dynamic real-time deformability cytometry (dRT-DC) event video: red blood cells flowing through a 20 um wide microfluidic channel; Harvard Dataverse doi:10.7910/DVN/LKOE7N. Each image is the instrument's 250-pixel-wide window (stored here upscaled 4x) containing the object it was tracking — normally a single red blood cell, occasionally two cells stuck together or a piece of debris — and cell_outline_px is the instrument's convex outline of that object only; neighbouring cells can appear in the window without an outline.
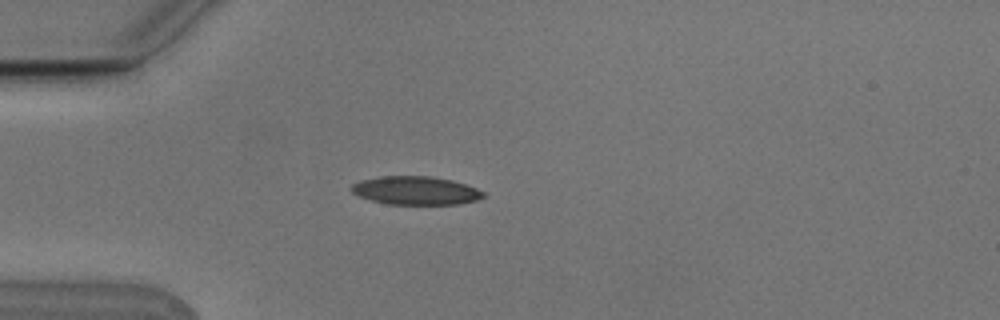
{"species": "Egyptian fruit bat (a non-hibernating species)", "species_latin": "Rousettus aegyptiacus", "temperature_condition": "cold", "stored_images_in_passage": 5, "camera_frame_rate_fps": 3000, "um_per_image_px": 0.085, "animal": {"sex": "male"}, "frame": {"image": 1, "passage_image": 4, "time_ms": 1.0, "image_size_px": [1000, 320], "cell_outline_px": [[484, 196], [476, 200], [460, 204], [388, 204], [372, 200], [360, 196], [352, 192], [348, 188], [352, 184], [360, 180], [380, 176], [432, 176], [452, 180], [476, 188], [484, 192]], "centroid_in_image_um": [35.31, 16.19], "position_along_channel_um": 49.7, "area_um2": 21.79}}